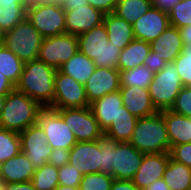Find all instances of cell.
Returning a JSON list of instances; mask_svg holds the SVG:
<instances>
[{"label": "cell", "mask_w": 191, "mask_h": 190, "mask_svg": "<svg viewBox=\"0 0 191 190\" xmlns=\"http://www.w3.org/2000/svg\"><path fill=\"white\" fill-rule=\"evenodd\" d=\"M31 182L36 190H54L59 185L58 168L44 164L35 170Z\"/></svg>", "instance_id": "cell-33"}, {"label": "cell", "mask_w": 191, "mask_h": 190, "mask_svg": "<svg viewBox=\"0 0 191 190\" xmlns=\"http://www.w3.org/2000/svg\"><path fill=\"white\" fill-rule=\"evenodd\" d=\"M24 63L12 51L0 44V72L15 86L18 84Z\"/></svg>", "instance_id": "cell-30"}, {"label": "cell", "mask_w": 191, "mask_h": 190, "mask_svg": "<svg viewBox=\"0 0 191 190\" xmlns=\"http://www.w3.org/2000/svg\"><path fill=\"white\" fill-rule=\"evenodd\" d=\"M82 178L83 174L69 163L58 168L59 185L79 187Z\"/></svg>", "instance_id": "cell-39"}, {"label": "cell", "mask_w": 191, "mask_h": 190, "mask_svg": "<svg viewBox=\"0 0 191 190\" xmlns=\"http://www.w3.org/2000/svg\"><path fill=\"white\" fill-rule=\"evenodd\" d=\"M90 106L85 86L71 76L57 70L54 82L53 103L51 109L84 108Z\"/></svg>", "instance_id": "cell-7"}, {"label": "cell", "mask_w": 191, "mask_h": 190, "mask_svg": "<svg viewBox=\"0 0 191 190\" xmlns=\"http://www.w3.org/2000/svg\"><path fill=\"white\" fill-rule=\"evenodd\" d=\"M154 78V73L145 65L136 68L120 71L121 86L148 89Z\"/></svg>", "instance_id": "cell-32"}, {"label": "cell", "mask_w": 191, "mask_h": 190, "mask_svg": "<svg viewBox=\"0 0 191 190\" xmlns=\"http://www.w3.org/2000/svg\"><path fill=\"white\" fill-rule=\"evenodd\" d=\"M105 14L91 5L65 11L66 34L78 36L103 23Z\"/></svg>", "instance_id": "cell-18"}, {"label": "cell", "mask_w": 191, "mask_h": 190, "mask_svg": "<svg viewBox=\"0 0 191 190\" xmlns=\"http://www.w3.org/2000/svg\"><path fill=\"white\" fill-rule=\"evenodd\" d=\"M84 86L87 99L91 104L107 94L120 90V71L107 67H96Z\"/></svg>", "instance_id": "cell-15"}, {"label": "cell", "mask_w": 191, "mask_h": 190, "mask_svg": "<svg viewBox=\"0 0 191 190\" xmlns=\"http://www.w3.org/2000/svg\"><path fill=\"white\" fill-rule=\"evenodd\" d=\"M135 39L151 43L170 26L168 13L152 6L133 24Z\"/></svg>", "instance_id": "cell-16"}, {"label": "cell", "mask_w": 191, "mask_h": 190, "mask_svg": "<svg viewBox=\"0 0 191 190\" xmlns=\"http://www.w3.org/2000/svg\"><path fill=\"white\" fill-rule=\"evenodd\" d=\"M143 157L144 154L129 142H117L112 149V177L117 180H131Z\"/></svg>", "instance_id": "cell-13"}, {"label": "cell", "mask_w": 191, "mask_h": 190, "mask_svg": "<svg viewBox=\"0 0 191 190\" xmlns=\"http://www.w3.org/2000/svg\"><path fill=\"white\" fill-rule=\"evenodd\" d=\"M54 190H79V187L58 185Z\"/></svg>", "instance_id": "cell-54"}, {"label": "cell", "mask_w": 191, "mask_h": 190, "mask_svg": "<svg viewBox=\"0 0 191 190\" xmlns=\"http://www.w3.org/2000/svg\"><path fill=\"white\" fill-rule=\"evenodd\" d=\"M184 87L173 62L154 74L148 92L153 105L158 111L170 109L180 90Z\"/></svg>", "instance_id": "cell-6"}, {"label": "cell", "mask_w": 191, "mask_h": 190, "mask_svg": "<svg viewBox=\"0 0 191 190\" xmlns=\"http://www.w3.org/2000/svg\"><path fill=\"white\" fill-rule=\"evenodd\" d=\"M103 24L106 27L109 42L123 50L133 39V25L117 14H105Z\"/></svg>", "instance_id": "cell-24"}, {"label": "cell", "mask_w": 191, "mask_h": 190, "mask_svg": "<svg viewBox=\"0 0 191 190\" xmlns=\"http://www.w3.org/2000/svg\"><path fill=\"white\" fill-rule=\"evenodd\" d=\"M161 114L167 126L170 146L191 143V118L169 109L162 110Z\"/></svg>", "instance_id": "cell-23"}, {"label": "cell", "mask_w": 191, "mask_h": 190, "mask_svg": "<svg viewBox=\"0 0 191 190\" xmlns=\"http://www.w3.org/2000/svg\"><path fill=\"white\" fill-rule=\"evenodd\" d=\"M37 123L45 132L48 144L53 148L70 150L77 142L74 133L68 128L61 115L54 109L43 108Z\"/></svg>", "instance_id": "cell-11"}, {"label": "cell", "mask_w": 191, "mask_h": 190, "mask_svg": "<svg viewBox=\"0 0 191 190\" xmlns=\"http://www.w3.org/2000/svg\"><path fill=\"white\" fill-rule=\"evenodd\" d=\"M163 180L170 190H188L191 183V168L170 158Z\"/></svg>", "instance_id": "cell-28"}, {"label": "cell", "mask_w": 191, "mask_h": 190, "mask_svg": "<svg viewBox=\"0 0 191 190\" xmlns=\"http://www.w3.org/2000/svg\"><path fill=\"white\" fill-rule=\"evenodd\" d=\"M120 91L107 94L90 104L99 127L105 131L122 110Z\"/></svg>", "instance_id": "cell-21"}, {"label": "cell", "mask_w": 191, "mask_h": 190, "mask_svg": "<svg viewBox=\"0 0 191 190\" xmlns=\"http://www.w3.org/2000/svg\"><path fill=\"white\" fill-rule=\"evenodd\" d=\"M69 157H70V150L63 148H55L52 150L49 156L48 163L59 168L65 164H68Z\"/></svg>", "instance_id": "cell-42"}, {"label": "cell", "mask_w": 191, "mask_h": 190, "mask_svg": "<svg viewBox=\"0 0 191 190\" xmlns=\"http://www.w3.org/2000/svg\"><path fill=\"white\" fill-rule=\"evenodd\" d=\"M21 151L26 155L35 169L48 163L53 148L48 144L45 132L36 123L19 133Z\"/></svg>", "instance_id": "cell-12"}, {"label": "cell", "mask_w": 191, "mask_h": 190, "mask_svg": "<svg viewBox=\"0 0 191 190\" xmlns=\"http://www.w3.org/2000/svg\"><path fill=\"white\" fill-rule=\"evenodd\" d=\"M191 118V86H184L169 109Z\"/></svg>", "instance_id": "cell-40"}, {"label": "cell", "mask_w": 191, "mask_h": 190, "mask_svg": "<svg viewBox=\"0 0 191 190\" xmlns=\"http://www.w3.org/2000/svg\"><path fill=\"white\" fill-rule=\"evenodd\" d=\"M137 120L138 118L123 105L119 115L104 131V134L114 138L117 142H129Z\"/></svg>", "instance_id": "cell-27"}, {"label": "cell", "mask_w": 191, "mask_h": 190, "mask_svg": "<svg viewBox=\"0 0 191 190\" xmlns=\"http://www.w3.org/2000/svg\"><path fill=\"white\" fill-rule=\"evenodd\" d=\"M26 18L44 38L66 33L65 11L61 5L27 7Z\"/></svg>", "instance_id": "cell-9"}, {"label": "cell", "mask_w": 191, "mask_h": 190, "mask_svg": "<svg viewBox=\"0 0 191 190\" xmlns=\"http://www.w3.org/2000/svg\"><path fill=\"white\" fill-rule=\"evenodd\" d=\"M43 39L44 37L25 18L2 34L1 43L25 63L38 59Z\"/></svg>", "instance_id": "cell-5"}, {"label": "cell", "mask_w": 191, "mask_h": 190, "mask_svg": "<svg viewBox=\"0 0 191 190\" xmlns=\"http://www.w3.org/2000/svg\"><path fill=\"white\" fill-rule=\"evenodd\" d=\"M68 163L83 175L102 172V152L99 148V139L76 142L70 149Z\"/></svg>", "instance_id": "cell-14"}, {"label": "cell", "mask_w": 191, "mask_h": 190, "mask_svg": "<svg viewBox=\"0 0 191 190\" xmlns=\"http://www.w3.org/2000/svg\"><path fill=\"white\" fill-rule=\"evenodd\" d=\"M62 0H27V7L37 5H61Z\"/></svg>", "instance_id": "cell-51"}, {"label": "cell", "mask_w": 191, "mask_h": 190, "mask_svg": "<svg viewBox=\"0 0 191 190\" xmlns=\"http://www.w3.org/2000/svg\"><path fill=\"white\" fill-rule=\"evenodd\" d=\"M42 109L37 101L15 88L6 95L0 115V128L20 133L37 123Z\"/></svg>", "instance_id": "cell-2"}, {"label": "cell", "mask_w": 191, "mask_h": 190, "mask_svg": "<svg viewBox=\"0 0 191 190\" xmlns=\"http://www.w3.org/2000/svg\"><path fill=\"white\" fill-rule=\"evenodd\" d=\"M21 151L18 132L0 128V163L13 158Z\"/></svg>", "instance_id": "cell-34"}, {"label": "cell", "mask_w": 191, "mask_h": 190, "mask_svg": "<svg viewBox=\"0 0 191 190\" xmlns=\"http://www.w3.org/2000/svg\"><path fill=\"white\" fill-rule=\"evenodd\" d=\"M27 4H0V33L11 30L26 18Z\"/></svg>", "instance_id": "cell-31"}, {"label": "cell", "mask_w": 191, "mask_h": 190, "mask_svg": "<svg viewBox=\"0 0 191 190\" xmlns=\"http://www.w3.org/2000/svg\"><path fill=\"white\" fill-rule=\"evenodd\" d=\"M153 4L150 0H117L115 14L133 24L145 14Z\"/></svg>", "instance_id": "cell-29"}, {"label": "cell", "mask_w": 191, "mask_h": 190, "mask_svg": "<svg viewBox=\"0 0 191 190\" xmlns=\"http://www.w3.org/2000/svg\"><path fill=\"white\" fill-rule=\"evenodd\" d=\"M2 190H36L31 181L22 183H2Z\"/></svg>", "instance_id": "cell-46"}, {"label": "cell", "mask_w": 191, "mask_h": 190, "mask_svg": "<svg viewBox=\"0 0 191 190\" xmlns=\"http://www.w3.org/2000/svg\"><path fill=\"white\" fill-rule=\"evenodd\" d=\"M145 190H170V188L163 179H160L153 182Z\"/></svg>", "instance_id": "cell-52"}, {"label": "cell", "mask_w": 191, "mask_h": 190, "mask_svg": "<svg viewBox=\"0 0 191 190\" xmlns=\"http://www.w3.org/2000/svg\"><path fill=\"white\" fill-rule=\"evenodd\" d=\"M56 110L78 141L98 140L104 134L90 106L84 108H66Z\"/></svg>", "instance_id": "cell-8"}, {"label": "cell", "mask_w": 191, "mask_h": 190, "mask_svg": "<svg viewBox=\"0 0 191 190\" xmlns=\"http://www.w3.org/2000/svg\"><path fill=\"white\" fill-rule=\"evenodd\" d=\"M150 44L151 50L167 63L173 62L184 48L179 29L171 25Z\"/></svg>", "instance_id": "cell-22"}, {"label": "cell", "mask_w": 191, "mask_h": 190, "mask_svg": "<svg viewBox=\"0 0 191 190\" xmlns=\"http://www.w3.org/2000/svg\"><path fill=\"white\" fill-rule=\"evenodd\" d=\"M114 178L106 173H90L83 175L79 190H110Z\"/></svg>", "instance_id": "cell-36"}, {"label": "cell", "mask_w": 191, "mask_h": 190, "mask_svg": "<svg viewBox=\"0 0 191 190\" xmlns=\"http://www.w3.org/2000/svg\"><path fill=\"white\" fill-rule=\"evenodd\" d=\"M180 36L184 45H191V25L179 28Z\"/></svg>", "instance_id": "cell-50"}, {"label": "cell", "mask_w": 191, "mask_h": 190, "mask_svg": "<svg viewBox=\"0 0 191 190\" xmlns=\"http://www.w3.org/2000/svg\"><path fill=\"white\" fill-rule=\"evenodd\" d=\"M78 51V38L71 34L45 37L39 49L38 60L58 70Z\"/></svg>", "instance_id": "cell-10"}, {"label": "cell", "mask_w": 191, "mask_h": 190, "mask_svg": "<svg viewBox=\"0 0 191 190\" xmlns=\"http://www.w3.org/2000/svg\"><path fill=\"white\" fill-rule=\"evenodd\" d=\"M150 50L151 44L149 42L133 39L123 50H121L117 69L119 71H125L143 65Z\"/></svg>", "instance_id": "cell-25"}, {"label": "cell", "mask_w": 191, "mask_h": 190, "mask_svg": "<svg viewBox=\"0 0 191 190\" xmlns=\"http://www.w3.org/2000/svg\"><path fill=\"white\" fill-rule=\"evenodd\" d=\"M0 4H27V0H0Z\"/></svg>", "instance_id": "cell-53"}, {"label": "cell", "mask_w": 191, "mask_h": 190, "mask_svg": "<svg viewBox=\"0 0 191 190\" xmlns=\"http://www.w3.org/2000/svg\"><path fill=\"white\" fill-rule=\"evenodd\" d=\"M170 25L176 28L191 25V0H180L168 12Z\"/></svg>", "instance_id": "cell-35"}, {"label": "cell", "mask_w": 191, "mask_h": 190, "mask_svg": "<svg viewBox=\"0 0 191 190\" xmlns=\"http://www.w3.org/2000/svg\"><path fill=\"white\" fill-rule=\"evenodd\" d=\"M170 158L191 168V143L172 145Z\"/></svg>", "instance_id": "cell-41"}, {"label": "cell", "mask_w": 191, "mask_h": 190, "mask_svg": "<svg viewBox=\"0 0 191 190\" xmlns=\"http://www.w3.org/2000/svg\"><path fill=\"white\" fill-rule=\"evenodd\" d=\"M117 141L114 138L103 134L99 138V148L102 152V173L112 176V149L116 146Z\"/></svg>", "instance_id": "cell-38"}, {"label": "cell", "mask_w": 191, "mask_h": 190, "mask_svg": "<svg viewBox=\"0 0 191 190\" xmlns=\"http://www.w3.org/2000/svg\"><path fill=\"white\" fill-rule=\"evenodd\" d=\"M119 91L123 105L135 117H147L158 112L152 103L148 89L121 86Z\"/></svg>", "instance_id": "cell-19"}, {"label": "cell", "mask_w": 191, "mask_h": 190, "mask_svg": "<svg viewBox=\"0 0 191 190\" xmlns=\"http://www.w3.org/2000/svg\"><path fill=\"white\" fill-rule=\"evenodd\" d=\"M2 34L0 33V44H1Z\"/></svg>", "instance_id": "cell-56"}, {"label": "cell", "mask_w": 191, "mask_h": 190, "mask_svg": "<svg viewBox=\"0 0 191 190\" xmlns=\"http://www.w3.org/2000/svg\"><path fill=\"white\" fill-rule=\"evenodd\" d=\"M78 50L93 60L96 67L117 69L121 49L109 42L104 24L77 36Z\"/></svg>", "instance_id": "cell-4"}, {"label": "cell", "mask_w": 191, "mask_h": 190, "mask_svg": "<svg viewBox=\"0 0 191 190\" xmlns=\"http://www.w3.org/2000/svg\"><path fill=\"white\" fill-rule=\"evenodd\" d=\"M110 190H139L131 180H117L111 184Z\"/></svg>", "instance_id": "cell-45"}, {"label": "cell", "mask_w": 191, "mask_h": 190, "mask_svg": "<svg viewBox=\"0 0 191 190\" xmlns=\"http://www.w3.org/2000/svg\"><path fill=\"white\" fill-rule=\"evenodd\" d=\"M184 86H191V45H184L183 51L173 61Z\"/></svg>", "instance_id": "cell-37"}, {"label": "cell", "mask_w": 191, "mask_h": 190, "mask_svg": "<svg viewBox=\"0 0 191 190\" xmlns=\"http://www.w3.org/2000/svg\"><path fill=\"white\" fill-rule=\"evenodd\" d=\"M87 0H62V8L64 11H71L72 7L86 6Z\"/></svg>", "instance_id": "cell-49"}, {"label": "cell", "mask_w": 191, "mask_h": 190, "mask_svg": "<svg viewBox=\"0 0 191 190\" xmlns=\"http://www.w3.org/2000/svg\"><path fill=\"white\" fill-rule=\"evenodd\" d=\"M93 8L102 11L104 14L115 12L117 0H87Z\"/></svg>", "instance_id": "cell-44"}, {"label": "cell", "mask_w": 191, "mask_h": 190, "mask_svg": "<svg viewBox=\"0 0 191 190\" xmlns=\"http://www.w3.org/2000/svg\"><path fill=\"white\" fill-rule=\"evenodd\" d=\"M15 89V85L0 72V95H7Z\"/></svg>", "instance_id": "cell-47"}, {"label": "cell", "mask_w": 191, "mask_h": 190, "mask_svg": "<svg viewBox=\"0 0 191 190\" xmlns=\"http://www.w3.org/2000/svg\"><path fill=\"white\" fill-rule=\"evenodd\" d=\"M166 63L167 62L159 57L156 52L150 50L148 56L144 60L143 65L147 66L155 74L162 70Z\"/></svg>", "instance_id": "cell-43"}, {"label": "cell", "mask_w": 191, "mask_h": 190, "mask_svg": "<svg viewBox=\"0 0 191 190\" xmlns=\"http://www.w3.org/2000/svg\"><path fill=\"white\" fill-rule=\"evenodd\" d=\"M154 7H157L164 12H169L172 7L180 0H150Z\"/></svg>", "instance_id": "cell-48"}, {"label": "cell", "mask_w": 191, "mask_h": 190, "mask_svg": "<svg viewBox=\"0 0 191 190\" xmlns=\"http://www.w3.org/2000/svg\"><path fill=\"white\" fill-rule=\"evenodd\" d=\"M96 65L93 60L79 50L66 63L58 69L61 73L74 78L77 82L85 84L95 71Z\"/></svg>", "instance_id": "cell-26"}, {"label": "cell", "mask_w": 191, "mask_h": 190, "mask_svg": "<svg viewBox=\"0 0 191 190\" xmlns=\"http://www.w3.org/2000/svg\"><path fill=\"white\" fill-rule=\"evenodd\" d=\"M129 143L143 154L170 152L167 126L161 111L138 118Z\"/></svg>", "instance_id": "cell-3"}, {"label": "cell", "mask_w": 191, "mask_h": 190, "mask_svg": "<svg viewBox=\"0 0 191 190\" xmlns=\"http://www.w3.org/2000/svg\"><path fill=\"white\" fill-rule=\"evenodd\" d=\"M5 99H6V95H0V115L4 108Z\"/></svg>", "instance_id": "cell-55"}, {"label": "cell", "mask_w": 191, "mask_h": 190, "mask_svg": "<svg viewBox=\"0 0 191 190\" xmlns=\"http://www.w3.org/2000/svg\"><path fill=\"white\" fill-rule=\"evenodd\" d=\"M56 72L55 68L38 59L25 62L15 88L47 108L53 103Z\"/></svg>", "instance_id": "cell-1"}, {"label": "cell", "mask_w": 191, "mask_h": 190, "mask_svg": "<svg viewBox=\"0 0 191 190\" xmlns=\"http://www.w3.org/2000/svg\"><path fill=\"white\" fill-rule=\"evenodd\" d=\"M35 167L20 151L16 156L0 163V183H22L31 181Z\"/></svg>", "instance_id": "cell-20"}, {"label": "cell", "mask_w": 191, "mask_h": 190, "mask_svg": "<svg viewBox=\"0 0 191 190\" xmlns=\"http://www.w3.org/2000/svg\"><path fill=\"white\" fill-rule=\"evenodd\" d=\"M169 159V152L144 154L142 163L131 181L139 190H145L156 180L163 179Z\"/></svg>", "instance_id": "cell-17"}]
</instances>
